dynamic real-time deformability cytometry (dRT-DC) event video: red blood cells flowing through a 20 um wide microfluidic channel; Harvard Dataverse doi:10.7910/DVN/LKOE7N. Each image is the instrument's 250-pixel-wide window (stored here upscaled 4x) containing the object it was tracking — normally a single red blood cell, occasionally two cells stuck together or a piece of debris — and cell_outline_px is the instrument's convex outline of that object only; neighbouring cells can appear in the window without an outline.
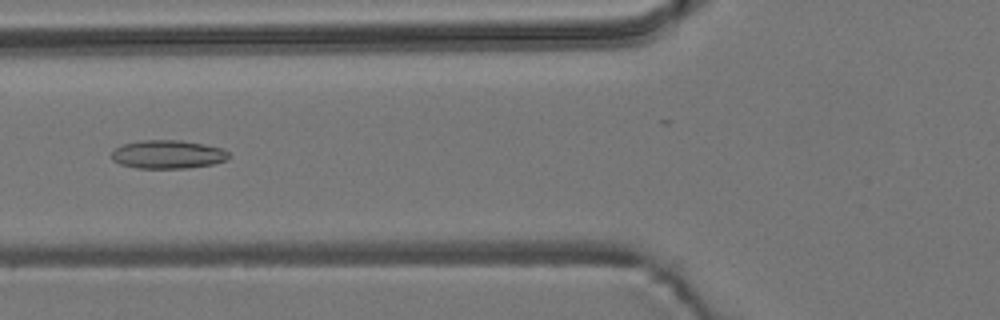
{"species": "common noctule bat (a hibernating species)", "species_latin": "Nyctalus noctula", "temperature_condition": "room temperature", "stored_images_in_passage": 48, "camera_frame_rate_fps": 3000, "um_per_image_px": 0.085, "animal": {"sex": "male", "body_mass_g": 19.2, "forearm_length_mm": 51.8}, "frame": {"image": 1, "passage_image": 14, "time_ms": 4.333, "image_size_px": [1000, 320], "cell_outline_px": [[232, 156], [224, 160], [212, 164], [188, 168], [136, 168], [120, 164], [112, 160], [112, 152], [116, 148], [124, 144], [140, 140], [180, 140], [204, 144], [220, 148], [228, 152]], "centroid_in_image_um": [14.26, 13.12], "position_along_channel_um": 111.5, "area_um2": 19.36}}
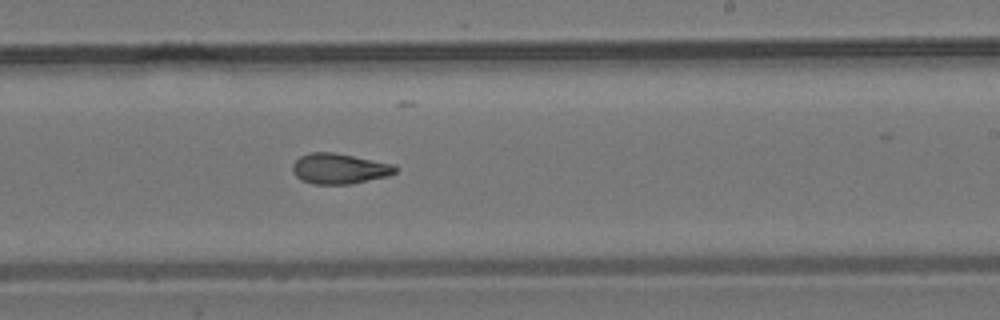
{"frame": {"image": 2, "passage_image": 26, "time_ms": 8.333, "image_size_px": [1000, 320], "cell_outline_px": [[396, 172], [388, 176], [352, 184], [312, 184], [296, 176], [292, 172], [292, 164], [300, 156], [308, 152], [332, 152], [392, 164], [396, 168]], "centroid_in_image_um": [28.8, 14.34], "position_along_channel_um": 260.2, "area_um2": 18.09}}
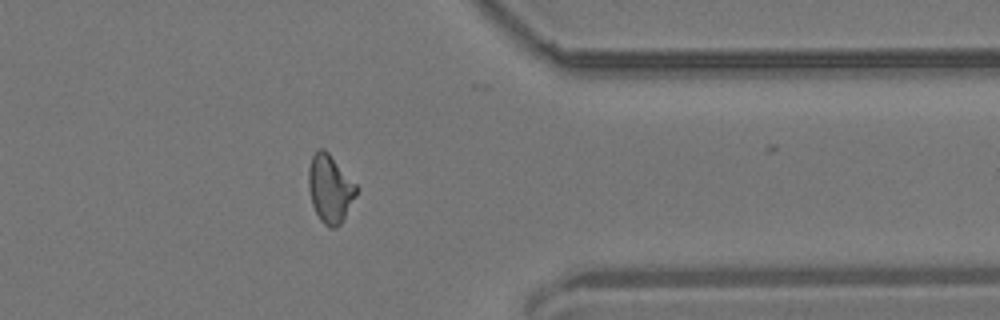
{"frame": {"image": 3, "passage_image": 37, "time_ms": 12.0, "image_size_px": [1000, 320], "cell_outline_px": [[356, 196], [340, 224], [336, 228], [328, 228], [320, 220], [312, 204], [308, 188], [308, 168], [312, 156], [316, 148], [324, 148], [328, 152], [356, 184]], "centroid_in_image_um": [28.02, 16.03], "position_along_channel_um": 383.4, "area_um2": 18.9}, "authors_computed_cell_mechanics": {"area_um2": 18.6116, "velocity_mm_per_s": 3.7183, "shape_relaxation_time_tau1_ms": null, "shape_relaxation_time_tau2_ms": 3.5798, "deformation_change_tau1": null, "deformation_change_tau2": 0.0825}}